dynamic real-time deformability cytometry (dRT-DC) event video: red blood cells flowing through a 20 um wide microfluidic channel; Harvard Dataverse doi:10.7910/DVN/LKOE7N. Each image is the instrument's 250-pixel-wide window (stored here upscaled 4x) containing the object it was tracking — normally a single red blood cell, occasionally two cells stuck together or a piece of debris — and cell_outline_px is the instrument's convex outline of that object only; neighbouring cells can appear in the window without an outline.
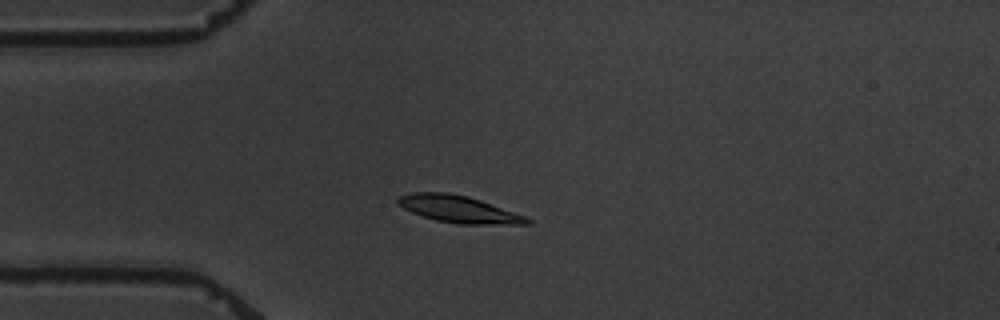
{"species": "common noctule bat (a hibernating species)", "species_latin": "Nyctalus noctula", "temperature_condition": "warm", "stored_images_in_passage": 7, "camera_frame_rate_fps": 3000, "um_per_image_px": 0.085, "animal": {"sex": "male", "body_mass_g": 19.5, "forearm_length_mm": 54.6}, "frame": {"image": 1, "passage_image": 4, "time_ms": 3.667, "image_size_px": [1000, 320], "cell_outline_px": [[532, 224], [456, 224], [436, 220], [412, 212], [396, 204], [396, 200], [400, 196], [412, 192], [448, 192], [468, 196], [528, 216], [532, 220]], "centroid_in_image_um": [39.02, 17.78], "position_along_channel_um": 46.0, "area_um2": 20.46}}
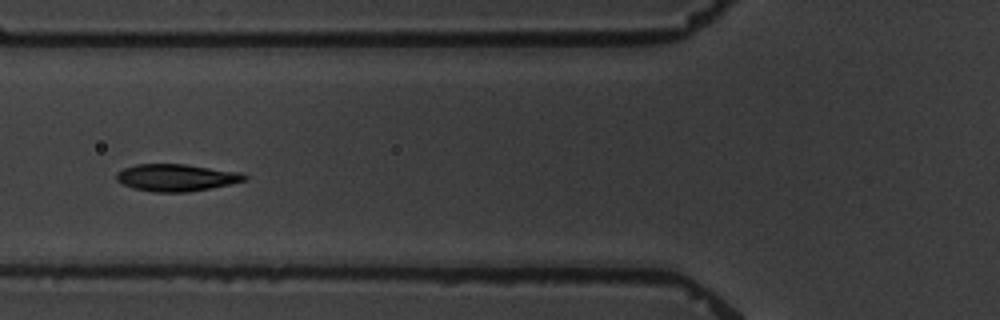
{"frame": {"image": 2, "passage_image": 6, "time_ms": 6.0, "image_size_px": [1000, 320], "cell_outline_px": [[248, 180], [188, 192], [152, 192], [132, 188], [116, 180], [116, 172], [124, 168], [136, 164], [184, 164], [240, 172], [248, 176]], "centroid_in_image_um": [14.96, 15.09], "position_along_channel_um": 110.8, "area_um2": 20.17}}
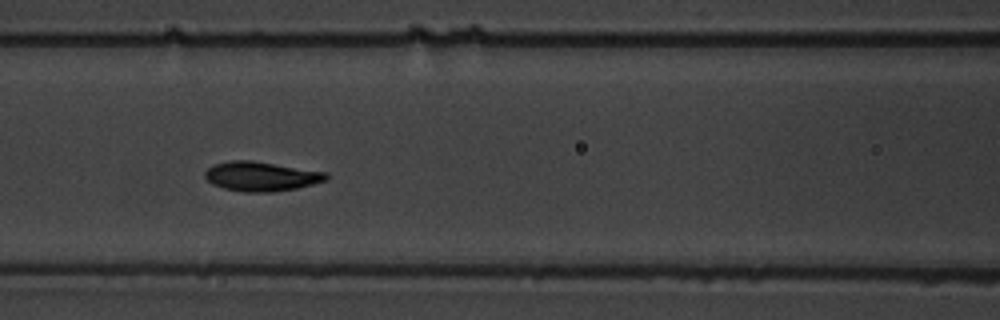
{"frame": {"image": 3, "passage_image": 7, "time_ms": 7.0, "image_size_px": [1000, 320], "cell_outline_px": [[328, 180], [296, 188], [272, 192], [244, 192], [224, 188], [212, 184], [204, 176], [204, 172], [212, 164], [232, 160], [252, 160], [328, 172]], "centroid_in_image_um": [22.2, 14.98], "position_along_channel_um": 144.4, "area_um2": 20.92}}